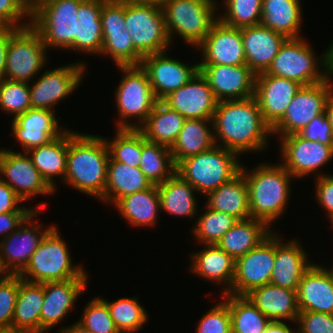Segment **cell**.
Wrapping results in <instances>:
<instances>
[{"instance_id":"1","label":"cell","mask_w":333,"mask_h":333,"mask_svg":"<svg viewBox=\"0 0 333 333\" xmlns=\"http://www.w3.org/2000/svg\"><path fill=\"white\" fill-rule=\"evenodd\" d=\"M212 123L215 145L238 155L264 150L272 136L255 96L218 102Z\"/></svg>"},{"instance_id":"2","label":"cell","mask_w":333,"mask_h":333,"mask_svg":"<svg viewBox=\"0 0 333 333\" xmlns=\"http://www.w3.org/2000/svg\"><path fill=\"white\" fill-rule=\"evenodd\" d=\"M109 158L105 137L68 130L64 183L103 202Z\"/></svg>"},{"instance_id":"3","label":"cell","mask_w":333,"mask_h":333,"mask_svg":"<svg viewBox=\"0 0 333 333\" xmlns=\"http://www.w3.org/2000/svg\"><path fill=\"white\" fill-rule=\"evenodd\" d=\"M245 169L242 165L240 172L247 182L250 217L270 226L287 207L293 176L281 163H262L250 172Z\"/></svg>"},{"instance_id":"4","label":"cell","mask_w":333,"mask_h":333,"mask_svg":"<svg viewBox=\"0 0 333 333\" xmlns=\"http://www.w3.org/2000/svg\"><path fill=\"white\" fill-rule=\"evenodd\" d=\"M239 155L222 146L188 157L176 166V173L206 196L231 181L241 171Z\"/></svg>"},{"instance_id":"5","label":"cell","mask_w":333,"mask_h":333,"mask_svg":"<svg viewBox=\"0 0 333 333\" xmlns=\"http://www.w3.org/2000/svg\"><path fill=\"white\" fill-rule=\"evenodd\" d=\"M54 226L43 238L31 256L25 270L19 275L33 283H47L74 278H87L82 265H73L68 245ZM31 276V277H29Z\"/></svg>"},{"instance_id":"6","label":"cell","mask_w":333,"mask_h":333,"mask_svg":"<svg viewBox=\"0 0 333 333\" xmlns=\"http://www.w3.org/2000/svg\"><path fill=\"white\" fill-rule=\"evenodd\" d=\"M216 0H166L162 5L170 42L174 33L197 47L219 20Z\"/></svg>"},{"instance_id":"7","label":"cell","mask_w":333,"mask_h":333,"mask_svg":"<svg viewBox=\"0 0 333 333\" xmlns=\"http://www.w3.org/2000/svg\"><path fill=\"white\" fill-rule=\"evenodd\" d=\"M118 68L124 75L115 92L119 114L117 128H139L153 111L158 99L154 94L148 75L141 65L118 66ZM131 117L138 119V122L127 121V119H132Z\"/></svg>"},{"instance_id":"8","label":"cell","mask_w":333,"mask_h":333,"mask_svg":"<svg viewBox=\"0 0 333 333\" xmlns=\"http://www.w3.org/2000/svg\"><path fill=\"white\" fill-rule=\"evenodd\" d=\"M315 56L313 49L303 37L287 38L264 73L287 78L302 86L314 85L327 80L325 54L319 59ZM319 65L322 67L321 71Z\"/></svg>"},{"instance_id":"9","label":"cell","mask_w":333,"mask_h":333,"mask_svg":"<svg viewBox=\"0 0 333 333\" xmlns=\"http://www.w3.org/2000/svg\"><path fill=\"white\" fill-rule=\"evenodd\" d=\"M84 0H45L31 15V26L46 48L75 51L77 11Z\"/></svg>"},{"instance_id":"10","label":"cell","mask_w":333,"mask_h":333,"mask_svg":"<svg viewBox=\"0 0 333 333\" xmlns=\"http://www.w3.org/2000/svg\"><path fill=\"white\" fill-rule=\"evenodd\" d=\"M125 23L133 47L142 56L165 52L171 44L160 6L125 0Z\"/></svg>"},{"instance_id":"11","label":"cell","mask_w":333,"mask_h":333,"mask_svg":"<svg viewBox=\"0 0 333 333\" xmlns=\"http://www.w3.org/2000/svg\"><path fill=\"white\" fill-rule=\"evenodd\" d=\"M46 51L41 36L31 25L17 29L8 42L4 79L29 83L45 67Z\"/></svg>"},{"instance_id":"12","label":"cell","mask_w":333,"mask_h":333,"mask_svg":"<svg viewBox=\"0 0 333 333\" xmlns=\"http://www.w3.org/2000/svg\"><path fill=\"white\" fill-rule=\"evenodd\" d=\"M332 81L302 86L287 107L283 118L271 129L272 135L300 133L316 116L325 113L328 96L333 89Z\"/></svg>"},{"instance_id":"13","label":"cell","mask_w":333,"mask_h":333,"mask_svg":"<svg viewBox=\"0 0 333 333\" xmlns=\"http://www.w3.org/2000/svg\"><path fill=\"white\" fill-rule=\"evenodd\" d=\"M275 261V233L235 260L233 284L228 294L245 296L252 289L270 283Z\"/></svg>"},{"instance_id":"14","label":"cell","mask_w":333,"mask_h":333,"mask_svg":"<svg viewBox=\"0 0 333 333\" xmlns=\"http://www.w3.org/2000/svg\"><path fill=\"white\" fill-rule=\"evenodd\" d=\"M85 70L83 62L45 70L32 86L29 83L31 108L52 110L55 104L68 98L79 87Z\"/></svg>"},{"instance_id":"15","label":"cell","mask_w":333,"mask_h":333,"mask_svg":"<svg viewBox=\"0 0 333 333\" xmlns=\"http://www.w3.org/2000/svg\"><path fill=\"white\" fill-rule=\"evenodd\" d=\"M0 179L26 201L35 195H50L55 192L34 166L27 152L0 149Z\"/></svg>"},{"instance_id":"16","label":"cell","mask_w":333,"mask_h":333,"mask_svg":"<svg viewBox=\"0 0 333 333\" xmlns=\"http://www.w3.org/2000/svg\"><path fill=\"white\" fill-rule=\"evenodd\" d=\"M40 211L30 214L16 231L0 241V261L10 275H20L30 262L34 251L39 247L46 234L55 226L43 228L32 223ZM32 223V224H31ZM42 231V232H41Z\"/></svg>"},{"instance_id":"17","label":"cell","mask_w":333,"mask_h":333,"mask_svg":"<svg viewBox=\"0 0 333 333\" xmlns=\"http://www.w3.org/2000/svg\"><path fill=\"white\" fill-rule=\"evenodd\" d=\"M281 163L294 177H305L333 158V145L306 140L299 134L286 135L280 138Z\"/></svg>"},{"instance_id":"18","label":"cell","mask_w":333,"mask_h":333,"mask_svg":"<svg viewBox=\"0 0 333 333\" xmlns=\"http://www.w3.org/2000/svg\"><path fill=\"white\" fill-rule=\"evenodd\" d=\"M165 52L143 56L141 67L146 71L158 101L187 84L199 71V64L187 65Z\"/></svg>"},{"instance_id":"19","label":"cell","mask_w":333,"mask_h":333,"mask_svg":"<svg viewBox=\"0 0 333 333\" xmlns=\"http://www.w3.org/2000/svg\"><path fill=\"white\" fill-rule=\"evenodd\" d=\"M197 48L202 49L203 56L199 65H247L241 28L231 27L220 19Z\"/></svg>"},{"instance_id":"20","label":"cell","mask_w":333,"mask_h":333,"mask_svg":"<svg viewBox=\"0 0 333 333\" xmlns=\"http://www.w3.org/2000/svg\"><path fill=\"white\" fill-rule=\"evenodd\" d=\"M218 102L254 96L256 74L247 65H199Z\"/></svg>"},{"instance_id":"21","label":"cell","mask_w":333,"mask_h":333,"mask_svg":"<svg viewBox=\"0 0 333 333\" xmlns=\"http://www.w3.org/2000/svg\"><path fill=\"white\" fill-rule=\"evenodd\" d=\"M162 102L185 119L212 120L218 101L207 79L198 71L192 79Z\"/></svg>"},{"instance_id":"22","label":"cell","mask_w":333,"mask_h":333,"mask_svg":"<svg viewBox=\"0 0 333 333\" xmlns=\"http://www.w3.org/2000/svg\"><path fill=\"white\" fill-rule=\"evenodd\" d=\"M302 87L284 77L260 73L256 75L254 96L264 122L272 129L284 116L287 107Z\"/></svg>"},{"instance_id":"23","label":"cell","mask_w":333,"mask_h":333,"mask_svg":"<svg viewBox=\"0 0 333 333\" xmlns=\"http://www.w3.org/2000/svg\"><path fill=\"white\" fill-rule=\"evenodd\" d=\"M87 278L43 283L44 302L40 312V333L50 331L74 307L86 289Z\"/></svg>"},{"instance_id":"24","label":"cell","mask_w":333,"mask_h":333,"mask_svg":"<svg viewBox=\"0 0 333 333\" xmlns=\"http://www.w3.org/2000/svg\"><path fill=\"white\" fill-rule=\"evenodd\" d=\"M55 115V109L31 108L12 119V133L25 152L49 143L65 131L58 126Z\"/></svg>"},{"instance_id":"25","label":"cell","mask_w":333,"mask_h":333,"mask_svg":"<svg viewBox=\"0 0 333 333\" xmlns=\"http://www.w3.org/2000/svg\"><path fill=\"white\" fill-rule=\"evenodd\" d=\"M275 234V261L270 284L297 292L303 274L313 264L308 260V253L298 241L282 243V238Z\"/></svg>"},{"instance_id":"26","label":"cell","mask_w":333,"mask_h":333,"mask_svg":"<svg viewBox=\"0 0 333 333\" xmlns=\"http://www.w3.org/2000/svg\"><path fill=\"white\" fill-rule=\"evenodd\" d=\"M241 36L247 66L256 75L267 71L287 39L262 24L241 28Z\"/></svg>"},{"instance_id":"27","label":"cell","mask_w":333,"mask_h":333,"mask_svg":"<svg viewBox=\"0 0 333 333\" xmlns=\"http://www.w3.org/2000/svg\"><path fill=\"white\" fill-rule=\"evenodd\" d=\"M299 311L333 314V277L327 268L313 263L297 289Z\"/></svg>"},{"instance_id":"28","label":"cell","mask_w":333,"mask_h":333,"mask_svg":"<svg viewBox=\"0 0 333 333\" xmlns=\"http://www.w3.org/2000/svg\"><path fill=\"white\" fill-rule=\"evenodd\" d=\"M270 321L297 323L300 313L297 292L273 284L256 287L245 295Z\"/></svg>"},{"instance_id":"29","label":"cell","mask_w":333,"mask_h":333,"mask_svg":"<svg viewBox=\"0 0 333 333\" xmlns=\"http://www.w3.org/2000/svg\"><path fill=\"white\" fill-rule=\"evenodd\" d=\"M191 271L206 281L227 285L221 295L230 291L235 274V260L216 244L190 255Z\"/></svg>"},{"instance_id":"30","label":"cell","mask_w":333,"mask_h":333,"mask_svg":"<svg viewBox=\"0 0 333 333\" xmlns=\"http://www.w3.org/2000/svg\"><path fill=\"white\" fill-rule=\"evenodd\" d=\"M264 221L252 217L238 220L216 245L234 260L258 247L273 232Z\"/></svg>"},{"instance_id":"31","label":"cell","mask_w":333,"mask_h":333,"mask_svg":"<svg viewBox=\"0 0 333 333\" xmlns=\"http://www.w3.org/2000/svg\"><path fill=\"white\" fill-rule=\"evenodd\" d=\"M44 302V286L19 276V293L11 324V331L40 333V312Z\"/></svg>"},{"instance_id":"32","label":"cell","mask_w":333,"mask_h":333,"mask_svg":"<svg viewBox=\"0 0 333 333\" xmlns=\"http://www.w3.org/2000/svg\"><path fill=\"white\" fill-rule=\"evenodd\" d=\"M106 0H84L77 11L75 52L99 54L103 45V29L100 19Z\"/></svg>"},{"instance_id":"33","label":"cell","mask_w":333,"mask_h":333,"mask_svg":"<svg viewBox=\"0 0 333 333\" xmlns=\"http://www.w3.org/2000/svg\"><path fill=\"white\" fill-rule=\"evenodd\" d=\"M152 184L139 167L114 161L111 157L107 166V182L103 202L116 204L121 198L150 188Z\"/></svg>"},{"instance_id":"34","label":"cell","mask_w":333,"mask_h":333,"mask_svg":"<svg viewBox=\"0 0 333 333\" xmlns=\"http://www.w3.org/2000/svg\"><path fill=\"white\" fill-rule=\"evenodd\" d=\"M205 197L206 206L214 211L224 212L237 220L250 218L248 187L241 172Z\"/></svg>"},{"instance_id":"35","label":"cell","mask_w":333,"mask_h":333,"mask_svg":"<svg viewBox=\"0 0 333 333\" xmlns=\"http://www.w3.org/2000/svg\"><path fill=\"white\" fill-rule=\"evenodd\" d=\"M300 0H262L260 24L284 35L299 38L302 22Z\"/></svg>"},{"instance_id":"36","label":"cell","mask_w":333,"mask_h":333,"mask_svg":"<svg viewBox=\"0 0 333 333\" xmlns=\"http://www.w3.org/2000/svg\"><path fill=\"white\" fill-rule=\"evenodd\" d=\"M212 132V120L186 119L170 148L174 164L177 166L182 160L211 149L215 145Z\"/></svg>"},{"instance_id":"37","label":"cell","mask_w":333,"mask_h":333,"mask_svg":"<svg viewBox=\"0 0 333 333\" xmlns=\"http://www.w3.org/2000/svg\"><path fill=\"white\" fill-rule=\"evenodd\" d=\"M68 130L47 144L30 149L27 153L34 166L41 173L47 183L56 188L55 176H60L61 181L67 170Z\"/></svg>"},{"instance_id":"38","label":"cell","mask_w":333,"mask_h":333,"mask_svg":"<svg viewBox=\"0 0 333 333\" xmlns=\"http://www.w3.org/2000/svg\"><path fill=\"white\" fill-rule=\"evenodd\" d=\"M185 120L180 113L158 101L147 120L138 129L147 141L171 148Z\"/></svg>"},{"instance_id":"39","label":"cell","mask_w":333,"mask_h":333,"mask_svg":"<svg viewBox=\"0 0 333 333\" xmlns=\"http://www.w3.org/2000/svg\"><path fill=\"white\" fill-rule=\"evenodd\" d=\"M115 208L132 226H154L161 210L160 197L156 185L121 198Z\"/></svg>"},{"instance_id":"40","label":"cell","mask_w":333,"mask_h":333,"mask_svg":"<svg viewBox=\"0 0 333 333\" xmlns=\"http://www.w3.org/2000/svg\"><path fill=\"white\" fill-rule=\"evenodd\" d=\"M157 190L162 210L181 217L197 216L196 190L176 172L163 184L157 185Z\"/></svg>"},{"instance_id":"41","label":"cell","mask_w":333,"mask_h":333,"mask_svg":"<svg viewBox=\"0 0 333 333\" xmlns=\"http://www.w3.org/2000/svg\"><path fill=\"white\" fill-rule=\"evenodd\" d=\"M139 169L152 185L163 184L176 172L170 148L149 142L142 134V152Z\"/></svg>"},{"instance_id":"42","label":"cell","mask_w":333,"mask_h":333,"mask_svg":"<svg viewBox=\"0 0 333 333\" xmlns=\"http://www.w3.org/2000/svg\"><path fill=\"white\" fill-rule=\"evenodd\" d=\"M222 297L229 305L232 333H264L270 320L246 296Z\"/></svg>"},{"instance_id":"43","label":"cell","mask_w":333,"mask_h":333,"mask_svg":"<svg viewBox=\"0 0 333 333\" xmlns=\"http://www.w3.org/2000/svg\"><path fill=\"white\" fill-rule=\"evenodd\" d=\"M111 142L105 138L109 156L128 166L138 167L141 161L142 132L138 128H116Z\"/></svg>"},{"instance_id":"44","label":"cell","mask_w":333,"mask_h":333,"mask_svg":"<svg viewBox=\"0 0 333 333\" xmlns=\"http://www.w3.org/2000/svg\"><path fill=\"white\" fill-rule=\"evenodd\" d=\"M108 306L111 318L120 333L140 330L148 320V314L136 297L120 298L114 302L102 299Z\"/></svg>"},{"instance_id":"45","label":"cell","mask_w":333,"mask_h":333,"mask_svg":"<svg viewBox=\"0 0 333 333\" xmlns=\"http://www.w3.org/2000/svg\"><path fill=\"white\" fill-rule=\"evenodd\" d=\"M205 212L197 218L193 234L201 244H216L238 221L224 212L214 211L205 205Z\"/></svg>"},{"instance_id":"46","label":"cell","mask_w":333,"mask_h":333,"mask_svg":"<svg viewBox=\"0 0 333 333\" xmlns=\"http://www.w3.org/2000/svg\"><path fill=\"white\" fill-rule=\"evenodd\" d=\"M101 54L111 57L117 67L141 65L143 58L133 47L128 30H123L122 33H103Z\"/></svg>"},{"instance_id":"47","label":"cell","mask_w":333,"mask_h":333,"mask_svg":"<svg viewBox=\"0 0 333 333\" xmlns=\"http://www.w3.org/2000/svg\"><path fill=\"white\" fill-rule=\"evenodd\" d=\"M225 14L219 19L235 28L258 25L262 18V0H223Z\"/></svg>"},{"instance_id":"48","label":"cell","mask_w":333,"mask_h":333,"mask_svg":"<svg viewBox=\"0 0 333 333\" xmlns=\"http://www.w3.org/2000/svg\"><path fill=\"white\" fill-rule=\"evenodd\" d=\"M0 108L13 119L31 109L28 82L0 80Z\"/></svg>"},{"instance_id":"49","label":"cell","mask_w":333,"mask_h":333,"mask_svg":"<svg viewBox=\"0 0 333 333\" xmlns=\"http://www.w3.org/2000/svg\"><path fill=\"white\" fill-rule=\"evenodd\" d=\"M81 317V320L77 322L92 333H120L102 298H93L89 301Z\"/></svg>"},{"instance_id":"50","label":"cell","mask_w":333,"mask_h":333,"mask_svg":"<svg viewBox=\"0 0 333 333\" xmlns=\"http://www.w3.org/2000/svg\"><path fill=\"white\" fill-rule=\"evenodd\" d=\"M18 293L19 275H10L0 284V330H11Z\"/></svg>"},{"instance_id":"51","label":"cell","mask_w":333,"mask_h":333,"mask_svg":"<svg viewBox=\"0 0 333 333\" xmlns=\"http://www.w3.org/2000/svg\"><path fill=\"white\" fill-rule=\"evenodd\" d=\"M196 333H232L229 305L221 300L202 316Z\"/></svg>"},{"instance_id":"52","label":"cell","mask_w":333,"mask_h":333,"mask_svg":"<svg viewBox=\"0 0 333 333\" xmlns=\"http://www.w3.org/2000/svg\"><path fill=\"white\" fill-rule=\"evenodd\" d=\"M103 33H122L125 23V0H106L100 14Z\"/></svg>"},{"instance_id":"53","label":"cell","mask_w":333,"mask_h":333,"mask_svg":"<svg viewBox=\"0 0 333 333\" xmlns=\"http://www.w3.org/2000/svg\"><path fill=\"white\" fill-rule=\"evenodd\" d=\"M298 333H333V314L300 311Z\"/></svg>"},{"instance_id":"54","label":"cell","mask_w":333,"mask_h":333,"mask_svg":"<svg viewBox=\"0 0 333 333\" xmlns=\"http://www.w3.org/2000/svg\"><path fill=\"white\" fill-rule=\"evenodd\" d=\"M301 137L313 142L333 145V132L325 113L316 116L300 133Z\"/></svg>"},{"instance_id":"55","label":"cell","mask_w":333,"mask_h":333,"mask_svg":"<svg viewBox=\"0 0 333 333\" xmlns=\"http://www.w3.org/2000/svg\"><path fill=\"white\" fill-rule=\"evenodd\" d=\"M27 17L31 20V15L17 0H0V25H8L17 29L24 28L31 25V21L20 23Z\"/></svg>"},{"instance_id":"56","label":"cell","mask_w":333,"mask_h":333,"mask_svg":"<svg viewBox=\"0 0 333 333\" xmlns=\"http://www.w3.org/2000/svg\"><path fill=\"white\" fill-rule=\"evenodd\" d=\"M23 200L14 192V190L5 182L0 179V214L9 212H34L40 211L41 208H45L46 205L42 203L38 208L20 207L18 204Z\"/></svg>"},{"instance_id":"57","label":"cell","mask_w":333,"mask_h":333,"mask_svg":"<svg viewBox=\"0 0 333 333\" xmlns=\"http://www.w3.org/2000/svg\"><path fill=\"white\" fill-rule=\"evenodd\" d=\"M316 179V200L329 217L333 214V175L320 174Z\"/></svg>"},{"instance_id":"58","label":"cell","mask_w":333,"mask_h":333,"mask_svg":"<svg viewBox=\"0 0 333 333\" xmlns=\"http://www.w3.org/2000/svg\"><path fill=\"white\" fill-rule=\"evenodd\" d=\"M33 212H9L0 214V236L6 238L10 233L16 231L22 222Z\"/></svg>"},{"instance_id":"59","label":"cell","mask_w":333,"mask_h":333,"mask_svg":"<svg viewBox=\"0 0 333 333\" xmlns=\"http://www.w3.org/2000/svg\"><path fill=\"white\" fill-rule=\"evenodd\" d=\"M17 30L12 26L0 25V80L4 79L5 60L10 36Z\"/></svg>"},{"instance_id":"60","label":"cell","mask_w":333,"mask_h":333,"mask_svg":"<svg viewBox=\"0 0 333 333\" xmlns=\"http://www.w3.org/2000/svg\"><path fill=\"white\" fill-rule=\"evenodd\" d=\"M264 333H298V328L295 331L284 321H270Z\"/></svg>"},{"instance_id":"61","label":"cell","mask_w":333,"mask_h":333,"mask_svg":"<svg viewBox=\"0 0 333 333\" xmlns=\"http://www.w3.org/2000/svg\"><path fill=\"white\" fill-rule=\"evenodd\" d=\"M329 48V49H328ZM325 54V72L326 79L331 81V77H333V43L329 45ZM331 76V77H330Z\"/></svg>"},{"instance_id":"62","label":"cell","mask_w":333,"mask_h":333,"mask_svg":"<svg viewBox=\"0 0 333 333\" xmlns=\"http://www.w3.org/2000/svg\"><path fill=\"white\" fill-rule=\"evenodd\" d=\"M20 5L32 15L45 0H17Z\"/></svg>"},{"instance_id":"63","label":"cell","mask_w":333,"mask_h":333,"mask_svg":"<svg viewBox=\"0 0 333 333\" xmlns=\"http://www.w3.org/2000/svg\"><path fill=\"white\" fill-rule=\"evenodd\" d=\"M325 114L329 119V123L333 132V89L331 90L325 105Z\"/></svg>"},{"instance_id":"64","label":"cell","mask_w":333,"mask_h":333,"mask_svg":"<svg viewBox=\"0 0 333 333\" xmlns=\"http://www.w3.org/2000/svg\"><path fill=\"white\" fill-rule=\"evenodd\" d=\"M60 333H92V332H90L82 325H80L78 322H76L70 327L66 326V328H62Z\"/></svg>"},{"instance_id":"65","label":"cell","mask_w":333,"mask_h":333,"mask_svg":"<svg viewBox=\"0 0 333 333\" xmlns=\"http://www.w3.org/2000/svg\"><path fill=\"white\" fill-rule=\"evenodd\" d=\"M129 1L140 4H154L162 7V5L166 0H129Z\"/></svg>"},{"instance_id":"66","label":"cell","mask_w":333,"mask_h":333,"mask_svg":"<svg viewBox=\"0 0 333 333\" xmlns=\"http://www.w3.org/2000/svg\"><path fill=\"white\" fill-rule=\"evenodd\" d=\"M10 276L7 270L4 268L3 263L0 261V284Z\"/></svg>"},{"instance_id":"67","label":"cell","mask_w":333,"mask_h":333,"mask_svg":"<svg viewBox=\"0 0 333 333\" xmlns=\"http://www.w3.org/2000/svg\"><path fill=\"white\" fill-rule=\"evenodd\" d=\"M0 333H19L11 330H0Z\"/></svg>"},{"instance_id":"68","label":"cell","mask_w":333,"mask_h":333,"mask_svg":"<svg viewBox=\"0 0 333 333\" xmlns=\"http://www.w3.org/2000/svg\"><path fill=\"white\" fill-rule=\"evenodd\" d=\"M328 219H330L329 221H330V223L332 224V226L331 227H333V214L331 215V216H329V218Z\"/></svg>"},{"instance_id":"69","label":"cell","mask_w":333,"mask_h":333,"mask_svg":"<svg viewBox=\"0 0 333 333\" xmlns=\"http://www.w3.org/2000/svg\"><path fill=\"white\" fill-rule=\"evenodd\" d=\"M329 272H330V274L332 275V277H333V266H332V268L331 269H327Z\"/></svg>"}]
</instances>
